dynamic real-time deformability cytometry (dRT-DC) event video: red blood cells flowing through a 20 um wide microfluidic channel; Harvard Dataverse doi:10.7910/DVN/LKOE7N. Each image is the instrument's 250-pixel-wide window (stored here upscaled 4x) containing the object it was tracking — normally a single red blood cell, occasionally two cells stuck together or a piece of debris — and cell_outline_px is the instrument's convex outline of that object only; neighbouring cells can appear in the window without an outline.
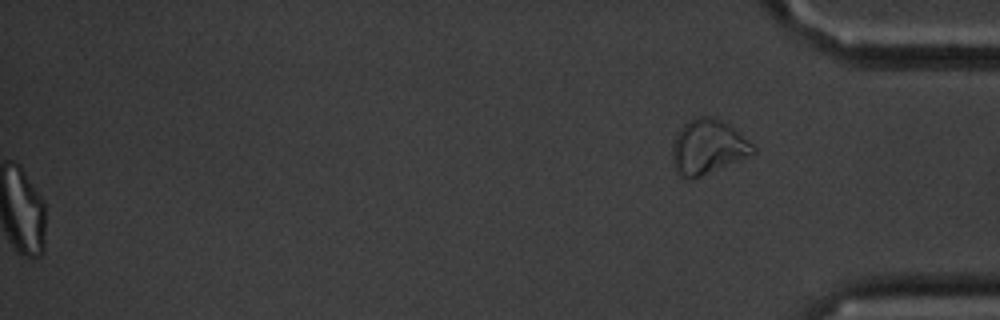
{"species": "common noctule bat (a hibernating species)", "species_latin": "Nyctalus noctula", "temperature_condition": "cold", "stored_images_in_passage": 50, "segment_of_instrument_passage": [2, 2], "camera_frame_rate_fps": 3000, "um_per_image_px": 0.085, "animal": {"sex": "male", "body_mass_g": 20.1, "forearm_length_mm": 53.5}, "frame": {"image": 1, "passage_image": 50, "time_ms": 16.333, "image_size_px": [1000, 320], "cell_outline_px": [[756, 152], [752, 156], [692, 180], [684, 180], [676, 172], [672, 164], [672, 144], [680, 128], [688, 120], [696, 116], [708, 116], [720, 120], [728, 124], [752, 144], [756, 148]], "centroid_in_image_um": [60.15, 12.53], "position_along_channel_um": 375.1, "area_um2": 26.07}}